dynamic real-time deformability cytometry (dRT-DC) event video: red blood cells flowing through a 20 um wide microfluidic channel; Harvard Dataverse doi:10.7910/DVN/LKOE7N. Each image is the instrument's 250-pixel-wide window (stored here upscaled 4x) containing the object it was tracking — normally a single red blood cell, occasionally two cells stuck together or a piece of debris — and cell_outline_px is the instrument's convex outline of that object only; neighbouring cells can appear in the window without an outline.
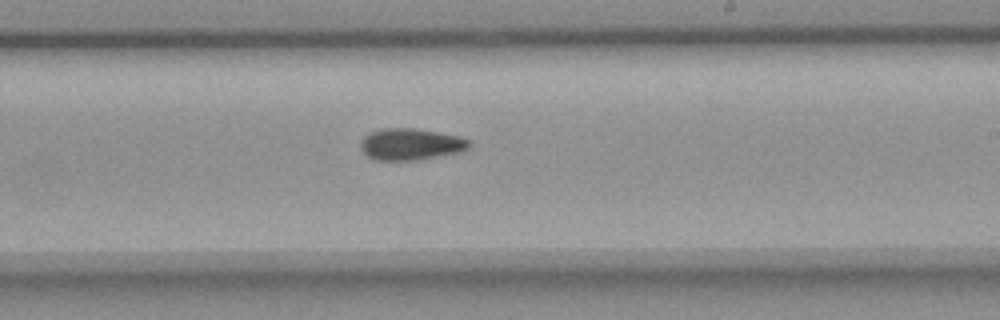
{"species": "common noctule bat (a hibernating species)", "species_latin": "Nyctalus noctula", "temperature_condition": "room temperature", "stored_images_in_passage": 9, "camera_frame_rate_fps": 3000, "um_per_image_px": 0.085, "animal": {"sex": "female", "body_mass_g": 18.4}, "frame": {"image": 1, "passage_image": 9, "time_ms": 10.333, "image_size_px": [1000, 320], "cell_outline_px": [[472, 144], [464, 152], [416, 160], [376, 160], [368, 156], [360, 148], [360, 140], [364, 136], [380, 128], [416, 128], [440, 132], [460, 136], [468, 140]], "centroid_in_image_um": [34.94, 12.25], "position_along_channel_um": 254.1, "area_um2": 20.29}}